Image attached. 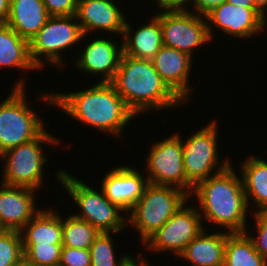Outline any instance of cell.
I'll use <instances>...</instances> for the list:
<instances>
[{
	"instance_id": "25",
	"label": "cell",
	"mask_w": 267,
	"mask_h": 266,
	"mask_svg": "<svg viewBox=\"0 0 267 266\" xmlns=\"http://www.w3.org/2000/svg\"><path fill=\"white\" fill-rule=\"evenodd\" d=\"M223 266H267L246 232H226Z\"/></svg>"
},
{
	"instance_id": "27",
	"label": "cell",
	"mask_w": 267,
	"mask_h": 266,
	"mask_svg": "<svg viewBox=\"0 0 267 266\" xmlns=\"http://www.w3.org/2000/svg\"><path fill=\"white\" fill-rule=\"evenodd\" d=\"M121 232H100L94 239L93 244L89 248L91 266H118L126 253L116 256L114 249V241L112 234L120 235ZM118 259V260H117Z\"/></svg>"
},
{
	"instance_id": "10",
	"label": "cell",
	"mask_w": 267,
	"mask_h": 266,
	"mask_svg": "<svg viewBox=\"0 0 267 266\" xmlns=\"http://www.w3.org/2000/svg\"><path fill=\"white\" fill-rule=\"evenodd\" d=\"M154 142L146 156V176L149 183L172 186L189 196L193 186L187 181L183 165L182 137L179 132Z\"/></svg>"
},
{
	"instance_id": "1",
	"label": "cell",
	"mask_w": 267,
	"mask_h": 266,
	"mask_svg": "<svg viewBox=\"0 0 267 266\" xmlns=\"http://www.w3.org/2000/svg\"><path fill=\"white\" fill-rule=\"evenodd\" d=\"M89 87L68 93L52 90L47 94L41 92L39 100L49 106H56L59 111L61 109L62 113L74 118V121L76 119L103 134L108 132L117 139L121 138L123 128L136 115L127 107L111 82L97 81Z\"/></svg>"
},
{
	"instance_id": "35",
	"label": "cell",
	"mask_w": 267,
	"mask_h": 266,
	"mask_svg": "<svg viewBox=\"0 0 267 266\" xmlns=\"http://www.w3.org/2000/svg\"><path fill=\"white\" fill-rule=\"evenodd\" d=\"M151 263L145 259V257H139L136 258L135 256H132L131 254H127L122 261L119 263L118 266H153L150 265Z\"/></svg>"
},
{
	"instance_id": "36",
	"label": "cell",
	"mask_w": 267,
	"mask_h": 266,
	"mask_svg": "<svg viewBox=\"0 0 267 266\" xmlns=\"http://www.w3.org/2000/svg\"><path fill=\"white\" fill-rule=\"evenodd\" d=\"M10 11V0H0V23H6Z\"/></svg>"
},
{
	"instance_id": "2",
	"label": "cell",
	"mask_w": 267,
	"mask_h": 266,
	"mask_svg": "<svg viewBox=\"0 0 267 266\" xmlns=\"http://www.w3.org/2000/svg\"><path fill=\"white\" fill-rule=\"evenodd\" d=\"M194 195V196H193ZM196 197V199L192 197ZM200 209L202 223H211L229 233L245 232L248 211L251 214L242 178L233 164L218 174L199 182L190 194ZM250 209V210H249ZM202 211V212H201ZM204 220V221H203ZM226 229V230H225Z\"/></svg>"
},
{
	"instance_id": "15",
	"label": "cell",
	"mask_w": 267,
	"mask_h": 266,
	"mask_svg": "<svg viewBox=\"0 0 267 266\" xmlns=\"http://www.w3.org/2000/svg\"><path fill=\"white\" fill-rule=\"evenodd\" d=\"M121 165L109 170L103 178L100 187L105 196L128 214L135 203L143 195L148 179L134 167Z\"/></svg>"
},
{
	"instance_id": "17",
	"label": "cell",
	"mask_w": 267,
	"mask_h": 266,
	"mask_svg": "<svg viewBox=\"0 0 267 266\" xmlns=\"http://www.w3.org/2000/svg\"><path fill=\"white\" fill-rule=\"evenodd\" d=\"M151 61L162 80L187 104L189 97H193L190 95L194 90V86L189 84L193 57L183 51L163 45Z\"/></svg>"
},
{
	"instance_id": "32",
	"label": "cell",
	"mask_w": 267,
	"mask_h": 266,
	"mask_svg": "<svg viewBox=\"0 0 267 266\" xmlns=\"http://www.w3.org/2000/svg\"><path fill=\"white\" fill-rule=\"evenodd\" d=\"M50 16L76 14L78 0H42Z\"/></svg>"
},
{
	"instance_id": "3",
	"label": "cell",
	"mask_w": 267,
	"mask_h": 266,
	"mask_svg": "<svg viewBox=\"0 0 267 266\" xmlns=\"http://www.w3.org/2000/svg\"><path fill=\"white\" fill-rule=\"evenodd\" d=\"M111 83L137 118L147 111H167L185 104L162 80L151 60L123 54Z\"/></svg>"
},
{
	"instance_id": "5",
	"label": "cell",
	"mask_w": 267,
	"mask_h": 266,
	"mask_svg": "<svg viewBox=\"0 0 267 266\" xmlns=\"http://www.w3.org/2000/svg\"><path fill=\"white\" fill-rule=\"evenodd\" d=\"M52 135L45 129L37 138L3 152L0 155V160H4L0 184L28 187L37 191L44 187V167L48 162L45 146L61 143L58 137Z\"/></svg>"
},
{
	"instance_id": "4",
	"label": "cell",
	"mask_w": 267,
	"mask_h": 266,
	"mask_svg": "<svg viewBox=\"0 0 267 266\" xmlns=\"http://www.w3.org/2000/svg\"><path fill=\"white\" fill-rule=\"evenodd\" d=\"M55 175L63 190L68 193L69 199H73L72 205L81 209L74 216L86 220L99 232H125L124 229L128 227L127 214L124 217L125 212L105 196L101 187V191H97V188H93L95 186L91 187L86 184L87 181L78 180L66 169H58Z\"/></svg>"
},
{
	"instance_id": "21",
	"label": "cell",
	"mask_w": 267,
	"mask_h": 266,
	"mask_svg": "<svg viewBox=\"0 0 267 266\" xmlns=\"http://www.w3.org/2000/svg\"><path fill=\"white\" fill-rule=\"evenodd\" d=\"M49 17L42 0H10L6 24L29 42Z\"/></svg>"
},
{
	"instance_id": "13",
	"label": "cell",
	"mask_w": 267,
	"mask_h": 266,
	"mask_svg": "<svg viewBox=\"0 0 267 266\" xmlns=\"http://www.w3.org/2000/svg\"><path fill=\"white\" fill-rule=\"evenodd\" d=\"M205 17L211 40L214 38V28L224 35H231V38L238 37L237 40L259 36L267 29L264 12L260 8L236 6L226 1L209 11Z\"/></svg>"
},
{
	"instance_id": "26",
	"label": "cell",
	"mask_w": 267,
	"mask_h": 266,
	"mask_svg": "<svg viewBox=\"0 0 267 266\" xmlns=\"http://www.w3.org/2000/svg\"><path fill=\"white\" fill-rule=\"evenodd\" d=\"M67 216L63 217L62 246L89 250L100 232L72 213Z\"/></svg>"
},
{
	"instance_id": "7",
	"label": "cell",
	"mask_w": 267,
	"mask_h": 266,
	"mask_svg": "<svg viewBox=\"0 0 267 266\" xmlns=\"http://www.w3.org/2000/svg\"><path fill=\"white\" fill-rule=\"evenodd\" d=\"M190 196L183 190L148 183L143 195L127 216V226L137 230L139 240L144 243L160 229L173 214L183 206Z\"/></svg>"
},
{
	"instance_id": "38",
	"label": "cell",
	"mask_w": 267,
	"mask_h": 266,
	"mask_svg": "<svg viewBox=\"0 0 267 266\" xmlns=\"http://www.w3.org/2000/svg\"><path fill=\"white\" fill-rule=\"evenodd\" d=\"M255 2L263 12L267 10V0H255Z\"/></svg>"
},
{
	"instance_id": "34",
	"label": "cell",
	"mask_w": 267,
	"mask_h": 266,
	"mask_svg": "<svg viewBox=\"0 0 267 266\" xmlns=\"http://www.w3.org/2000/svg\"><path fill=\"white\" fill-rule=\"evenodd\" d=\"M225 1L226 0H195L193 5L194 9L192 11L205 16L209 11Z\"/></svg>"
},
{
	"instance_id": "41",
	"label": "cell",
	"mask_w": 267,
	"mask_h": 266,
	"mask_svg": "<svg viewBox=\"0 0 267 266\" xmlns=\"http://www.w3.org/2000/svg\"><path fill=\"white\" fill-rule=\"evenodd\" d=\"M155 1L158 3L157 6H159L164 0H155Z\"/></svg>"
},
{
	"instance_id": "24",
	"label": "cell",
	"mask_w": 267,
	"mask_h": 266,
	"mask_svg": "<svg viewBox=\"0 0 267 266\" xmlns=\"http://www.w3.org/2000/svg\"><path fill=\"white\" fill-rule=\"evenodd\" d=\"M0 68H16L23 73L38 70L29 55V42L6 23H0Z\"/></svg>"
},
{
	"instance_id": "12",
	"label": "cell",
	"mask_w": 267,
	"mask_h": 266,
	"mask_svg": "<svg viewBox=\"0 0 267 266\" xmlns=\"http://www.w3.org/2000/svg\"><path fill=\"white\" fill-rule=\"evenodd\" d=\"M163 45L194 57L195 49L208 44L206 17L193 11H159ZM193 54V55H192Z\"/></svg>"
},
{
	"instance_id": "16",
	"label": "cell",
	"mask_w": 267,
	"mask_h": 266,
	"mask_svg": "<svg viewBox=\"0 0 267 266\" xmlns=\"http://www.w3.org/2000/svg\"><path fill=\"white\" fill-rule=\"evenodd\" d=\"M115 0H78L76 18L83 35L106 31L112 35L124 32L126 15ZM120 8V9H119ZM115 33V34H114Z\"/></svg>"
},
{
	"instance_id": "6",
	"label": "cell",
	"mask_w": 267,
	"mask_h": 266,
	"mask_svg": "<svg viewBox=\"0 0 267 266\" xmlns=\"http://www.w3.org/2000/svg\"><path fill=\"white\" fill-rule=\"evenodd\" d=\"M24 78L18 79L12 85L10 95L0 102V155L37 138L45 130L43 119L27 102V80Z\"/></svg>"
},
{
	"instance_id": "30",
	"label": "cell",
	"mask_w": 267,
	"mask_h": 266,
	"mask_svg": "<svg viewBox=\"0 0 267 266\" xmlns=\"http://www.w3.org/2000/svg\"><path fill=\"white\" fill-rule=\"evenodd\" d=\"M253 221L255 222L254 226H256V236L248 233V228L246 229V233L249 235L251 240L253 241L255 250L267 260V209L260 211H252Z\"/></svg>"
},
{
	"instance_id": "11",
	"label": "cell",
	"mask_w": 267,
	"mask_h": 266,
	"mask_svg": "<svg viewBox=\"0 0 267 266\" xmlns=\"http://www.w3.org/2000/svg\"><path fill=\"white\" fill-rule=\"evenodd\" d=\"M189 200L181 206L173 216L142 245L148 252L159 254L172 252L179 257L187 245L203 230L200 211ZM190 204V205H189Z\"/></svg>"
},
{
	"instance_id": "37",
	"label": "cell",
	"mask_w": 267,
	"mask_h": 266,
	"mask_svg": "<svg viewBox=\"0 0 267 266\" xmlns=\"http://www.w3.org/2000/svg\"><path fill=\"white\" fill-rule=\"evenodd\" d=\"M226 2L246 8H259L255 0H226Z\"/></svg>"
},
{
	"instance_id": "28",
	"label": "cell",
	"mask_w": 267,
	"mask_h": 266,
	"mask_svg": "<svg viewBox=\"0 0 267 266\" xmlns=\"http://www.w3.org/2000/svg\"><path fill=\"white\" fill-rule=\"evenodd\" d=\"M24 258L20 231L0 232V266H19Z\"/></svg>"
},
{
	"instance_id": "39",
	"label": "cell",
	"mask_w": 267,
	"mask_h": 266,
	"mask_svg": "<svg viewBox=\"0 0 267 266\" xmlns=\"http://www.w3.org/2000/svg\"><path fill=\"white\" fill-rule=\"evenodd\" d=\"M19 266H46V265H38L31 263L30 261H27L25 258H23L22 262L19 264Z\"/></svg>"
},
{
	"instance_id": "23",
	"label": "cell",
	"mask_w": 267,
	"mask_h": 266,
	"mask_svg": "<svg viewBox=\"0 0 267 266\" xmlns=\"http://www.w3.org/2000/svg\"><path fill=\"white\" fill-rule=\"evenodd\" d=\"M241 175L245 195L249 208L256 207L257 210L267 209V161L263 157L250 155L240 163ZM253 201V203L251 202ZM251 204V205H250Z\"/></svg>"
},
{
	"instance_id": "9",
	"label": "cell",
	"mask_w": 267,
	"mask_h": 266,
	"mask_svg": "<svg viewBox=\"0 0 267 266\" xmlns=\"http://www.w3.org/2000/svg\"><path fill=\"white\" fill-rule=\"evenodd\" d=\"M213 119L210 123L193 131L189 137H182L183 165L187 181L195 187L199 182L225 170L231 163L229 158L219 162L218 122ZM220 164V165H218ZM219 168H218V167ZM215 170V171H214ZM214 171V172H213Z\"/></svg>"
},
{
	"instance_id": "33",
	"label": "cell",
	"mask_w": 267,
	"mask_h": 266,
	"mask_svg": "<svg viewBox=\"0 0 267 266\" xmlns=\"http://www.w3.org/2000/svg\"><path fill=\"white\" fill-rule=\"evenodd\" d=\"M194 1L195 0H164L157 9L161 8L162 11H191Z\"/></svg>"
},
{
	"instance_id": "22",
	"label": "cell",
	"mask_w": 267,
	"mask_h": 266,
	"mask_svg": "<svg viewBox=\"0 0 267 266\" xmlns=\"http://www.w3.org/2000/svg\"><path fill=\"white\" fill-rule=\"evenodd\" d=\"M55 208L40 211L20 230L22 244H62L63 217Z\"/></svg>"
},
{
	"instance_id": "31",
	"label": "cell",
	"mask_w": 267,
	"mask_h": 266,
	"mask_svg": "<svg viewBox=\"0 0 267 266\" xmlns=\"http://www.w3.org/2000/svg\"><path fill=\"white\" fill-rule=\"evenodd\" d=\"M59 266H91L89 250L62 246Z\"/></svg>"
},
{
	"instance_id": "8",
	"label": "cell",
	"mask_w": 267,
	"mask_h": 266,
	"mask_svg": "<svg viewBox=\"0 0 267 266\" xmlns=\"http://www.w3.org/2000/svg\"><path fill=\"white\" fill-rule=\"evenodd\" d=\"M80 24L75 15L50 16L44 26L29 41V55L32 63L40 71L48 63L62 70L66 64L62 52L74 48L84 40ZM71 47V48H70ZM65 50V51H64ZM44 59V60H43Z\"/></svg>"
},
{
	"instance_id": "20",
	"label": "cell",
	"mask_w": 267,
	"mask_h": 266,
	"mask_svg": "<svg viewBox=\"0 0 267 266\" xmlns=\"http://www.w3.org/2000/svg\"><path fill=\"white\" fill-rule=\"evenodd\" d=\"M203 229L178 257L191 266H223L226 231L214 233Z\"/></svg>"
},
{
	"instance_id": "19",
	"label": "cell",
	"mask_w": 267,
	"mask_h": 266,
	"mask_svg": "<svg viewBox=\"0 0 267 266\" xmlns=\"http://www.w3.org/2000/svg\"><path fill=\"white\" fill-rule=\"evenodd\" d=\"M125 21L122 35L123 54L140 59L152 60L163 46L162 28L159 17L154 13L147 23L134 31L129 18ZM149 22V23H148Z\"/></svg>"
},
{
	"instance_id": "14",
	"label": "cell",
	"mask_w": 267,
	"mask_h": 266,
	"mask_svg": "<svg viewBox=\"0 0 267 266\" xmlns=\"http://www.w3.org/2000/svg\"><path fill=\"white\" fill-rule=\"evenodd\" d=\"M101 37H94L91 42L84 44L85 48L78 51L77 58L73 57L71 60L78 71L101 76L99 82H111L123 55V42L122 38L119 44L117 40H112L113 38Z\"/></svg>"
},
{
	"instance_id": "40",
	"label": "cell",
	"mask_w": 267,
	"mask_h": 266,
	"mask_svg": "<svg viewBox=\"0 0 267 266\" xmlns=\"http://www.w3.org/2000/svg\"><path fill=\"white\" fill-rule=\"evenodd\" d=\"M264 21L267 24V10L264 12Z\"/></svg>"
},
{
	"instance_id": "18",
	"label": "cell",
	"mask_w": 267,
	"mask_h": 266,
	"mask_svg": "<svg viewBox=\"0 0 267 266\" xmlns=\"http://www.w3.org/2000/svg\"><path fill=\"white\" fill-rule=\"evenodd\" d=\"M0 226L20 231L40 210L36 208L35 189L0 185Z\"/></svg>"
},
{
	"instance_id": "29",
	"label": "cell",
	"mask_w": 267,
	"mask_h": 266,
	"mask_svg": "<svg viewBox=\"0 0 267 266\" xmlns=\"http://www.w3.org/2000/svg\"><path fill=\"white\" fill-rule=\"evenodd\" d=\"M62 244H23L24 258L31 263L59 266Z\"/></svg>"
}]
</instances>
